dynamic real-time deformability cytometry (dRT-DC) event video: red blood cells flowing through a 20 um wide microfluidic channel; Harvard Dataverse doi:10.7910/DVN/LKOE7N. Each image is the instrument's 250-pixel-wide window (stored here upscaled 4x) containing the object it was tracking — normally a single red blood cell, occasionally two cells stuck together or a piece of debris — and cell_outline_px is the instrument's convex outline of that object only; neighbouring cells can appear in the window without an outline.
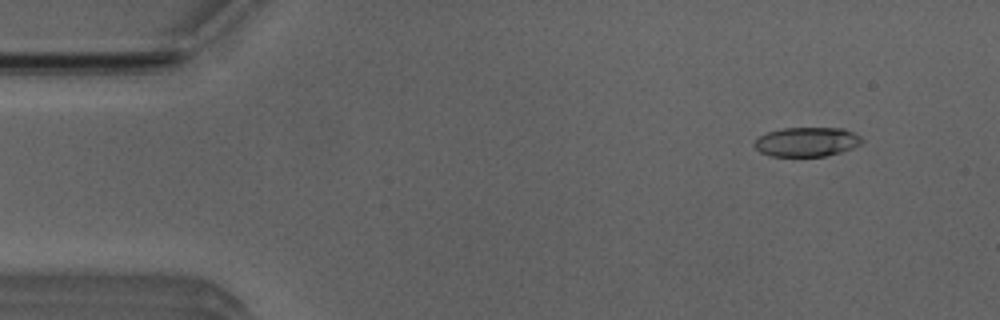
{"species": "Egyptian fruit bat (a non-hibernating species)", "species_latin": "Rousettus aegyptiacus", "temperature_condition": "room temperature", "stored_images_in_passage": 51, "camera_frame_rate_fps": 3000, "um_per_image_px": 0.085, "animal": {"sex": "male"}, "frame": {"image": 1, "passage_image": 5, "time_ms": 1.333, "image_size_px": [1000, 320], "cell_outline_px": [[864, 140], [860, 144], [852, 148], [840, 152], [824, 156], [772, 156], [760, 152], [752, 144], [760, 136], [768, 132], [784, 128], [844, 128], [860, 136]], "centroid_in_image_um": [68.58, 12.05], "position_along_channel_um": 16.4, "area_um2": 18.26}}
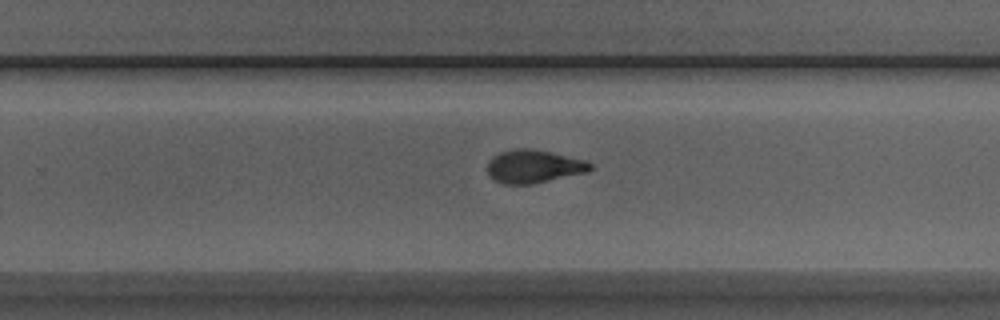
{"frame": {"image": 2, "passage_image": 32, "time_ms": 10.333, "image_size_px": [1000, 320], "cell_outline_px": [[592, 168], [588, 172], [532, 184], [504, 184], [488, 176], [488, 160], [492, 156], [500, 152], [512, 148], [532, 148], [552, 152], [584, 160], [592, 164]], "centroid_in_image_um": [45.34, 14.13], "position_along_channel_um": 284.5, "area_um2": 20.0}}
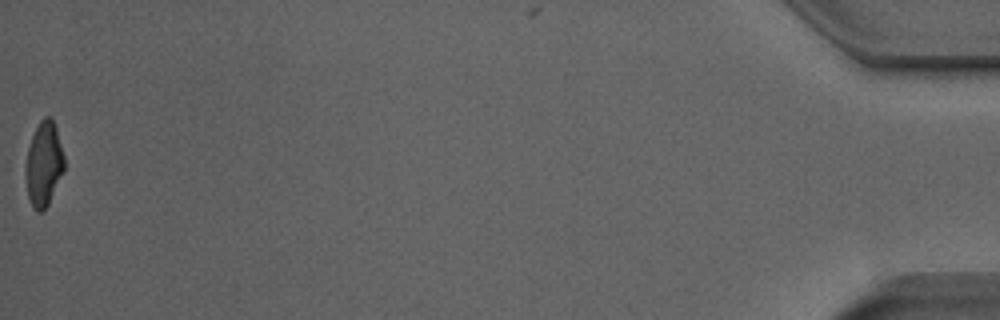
{"frame": {"image": 3, "passage_image": 51, "time_ms": 16.667, "image_size_px": [1000, 320], "cell_outline_px": [[64, 172], [48, 204], [40, 212], [36, 212], [32, 208], [28, 196], [24, 176], [24, 172], [28, 148], [32, 136], [40, 120], [44, 116], [48, 116], [52, 120], [56, 128], [64, 156]], "centroid_in_image_um": [3.7, 13.97], "position_along_channel_um": 431.5, "area_um2": 19.07}, "authors_computed_cell_mechanics": {"area_um2": 19.5364, "velocity_mm_per_s": 4.0229, "shape_relaxation_time_tau1_ms": 2.8034, "shape_relaxation_time_tau2_ms": 1.5134, "deformation_change_tau1": 0.1635, "deformation_change_tau2": 0.0881}}